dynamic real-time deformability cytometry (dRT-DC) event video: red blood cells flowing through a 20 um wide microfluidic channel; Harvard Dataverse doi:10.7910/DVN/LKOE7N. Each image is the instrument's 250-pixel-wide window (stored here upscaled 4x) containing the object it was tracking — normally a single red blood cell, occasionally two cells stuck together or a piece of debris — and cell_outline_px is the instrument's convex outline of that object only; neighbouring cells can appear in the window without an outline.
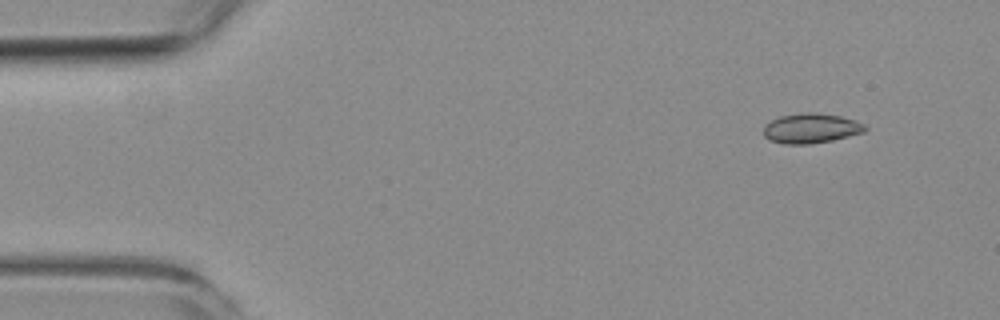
{"species": "common noctule bat (a hibernating species)", "species_latin": "Nyctalus noctula", "temperature_condition": "room temperature", "stored_images_in_passage": 5, "camera_frame_rate_fps": 3000, "um_per_image_px": 0.085, "animal": {"sex": "female", "body_mass_g": 19.3, "forearm_length_mm": 54.1}, "frame": {"image": 1, "passage_image": 1, "time_ms": 0.0, "image_size_px": [1000, 320], "cell_outline_px": [[868, 128], [864, 132], [832, 140], [808, 144], [784, 144], [768, 140], [764, 136], [764, 124], [780, 116], [804, 112], [808, 112], [840, 116], [856, 120], [864, 124]], "centroid_in_image_um": [68.92, 10.91], "position_along_channel_um": 16.1, "area_um2": 17.63}}
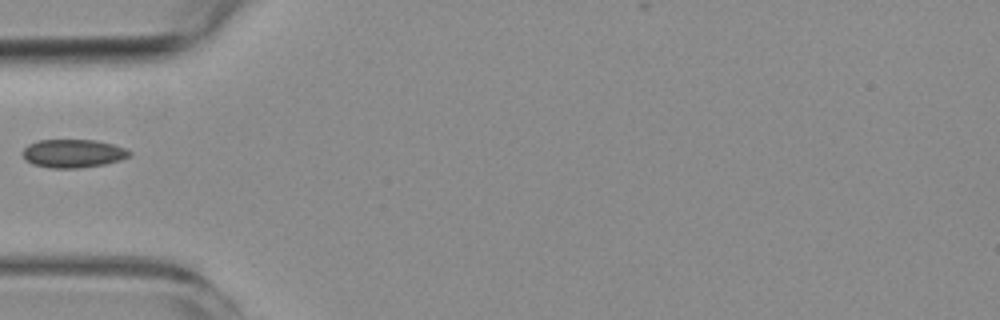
{"frame": {"image": 2, "passage_image": 4, "time_ms": 4.333, "image_size_px": [1000, 320], "cell_outline_px": [[132, 156], [120, 160], [104, 164], [80, 168], [48, 168], [32, 164], [24, 156], [24, 148], [28, 144], [40, 140], [96, 140], [112, 144], [124, 148], [132, 152]], "centroid_in_image_um": [6.25, 13.05], "position_along_channel_um": 78.8, "area_um2": 17.57}}
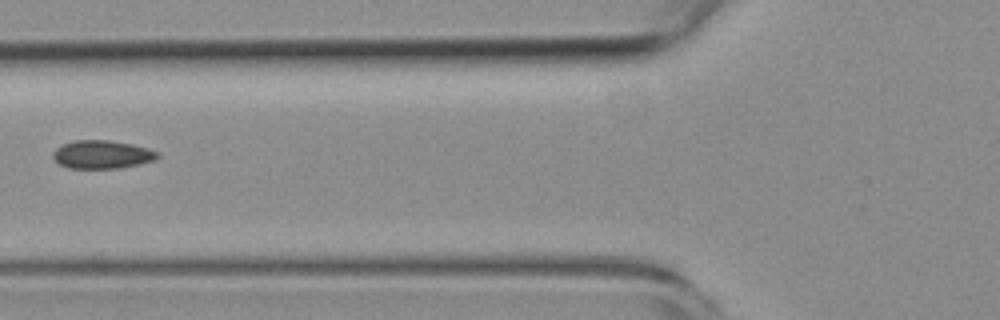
{"frame": {"image": 3, "passage_image": 5, "time_ms": 5.333, "image_size_px": [1000, 320], "cell_outline_px": [[160, 156], [156, 160], [116, 168], [68, 168], [60, 164], [52, 156], [52, 152], [56, 148], [72, 140], [108, 140], [132, 144], [148, 148], [160, 152]], "centroid_in_image_um": [8.68, 13.12], "position_along_channel_um": 117.1, "area_um2": 17.17}}